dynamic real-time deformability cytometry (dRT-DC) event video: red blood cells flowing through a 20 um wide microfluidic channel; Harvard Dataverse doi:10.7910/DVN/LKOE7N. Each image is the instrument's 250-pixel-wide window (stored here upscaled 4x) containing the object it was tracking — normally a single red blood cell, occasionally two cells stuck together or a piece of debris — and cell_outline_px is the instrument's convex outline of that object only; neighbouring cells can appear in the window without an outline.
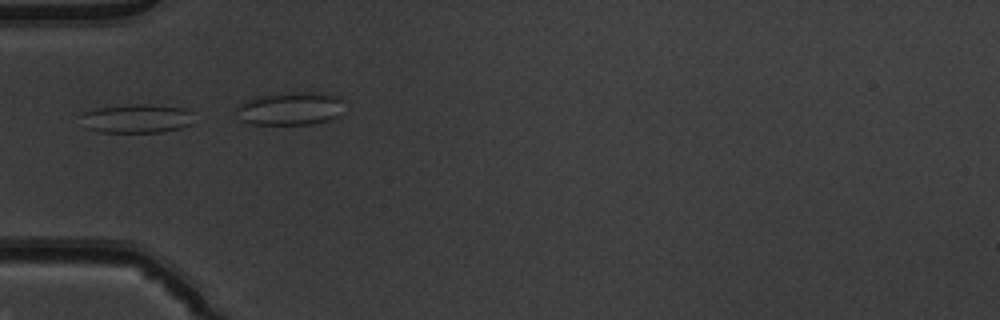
{"species": "common noctule bat (a hibernating species)", "species_latin": "Nyctalus noctula", "temperature_condition": "warm", "stored_images_in_passage": 11, "camera_frame_rate_fps": 3000, "um_per_image_px": 0.085, "animal": {"sex": "male", "body_mass_g": 19.5, "forearm_length_mm": 54.6}, "frame": {"image": 1, "passage_image": 5, "time_ms": 1.333, "image_size_px": [1000, 320], "cell_outline_px": [[192, 124], [180, 128], [160, 132], [100, 132], [84, 128], [84, 112], [96, 108], [136, 104], [148, 104], [180, 108], [192, 112]], "centroid_in_image_um": [11.63, 10.09], "position_along_channel_um": 73.4, "area_um2": 18.73}}
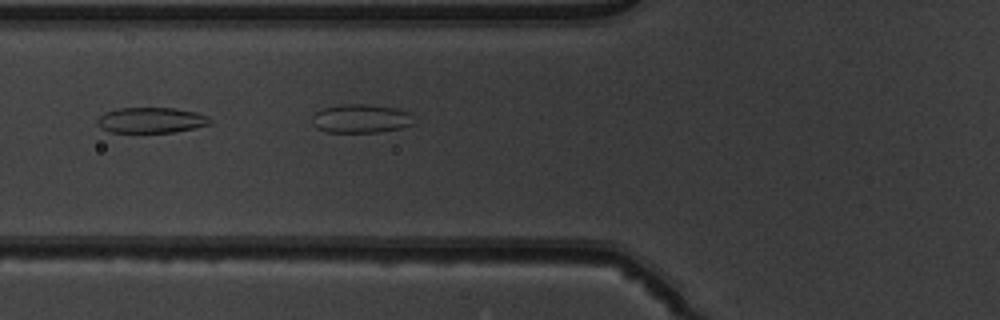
{"frame": {"image": 2, "passage_image": 8, "time_ms": 2.333, "image_size_px": [1000, 320], "cell_outline_px": [[212, 124], [196, 128], [172, 132], [112, 132], [100, 128], [96, 124], [96, 120], [104, 112], [116, 108], [172, 108], [196, 112], [208, 116], [212, 120]], "centroid_in_image_um": [12.85, 10.21], "position_along_channel_um": 113.0, "area_um2": 16.94}}